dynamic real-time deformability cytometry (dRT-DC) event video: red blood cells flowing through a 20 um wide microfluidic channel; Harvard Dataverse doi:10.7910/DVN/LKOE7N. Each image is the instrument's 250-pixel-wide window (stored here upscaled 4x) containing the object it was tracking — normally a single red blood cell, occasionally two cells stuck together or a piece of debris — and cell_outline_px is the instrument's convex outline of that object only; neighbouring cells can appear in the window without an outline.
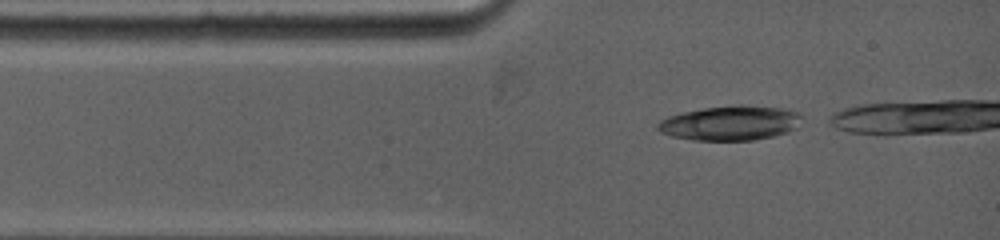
{"species": "common noctule bat (a hibernating species)", "species_latin": "Nyctalus noctula", "temperature_condition": "warm", "stored_images_in_passage": 4, "camera_frame_rate_fps": 5000, "um_per_image_px": 0.085, "animal": {"sex": "female", "body_mass_g": 19.0, "forearm_length_mm": 53.3}, "frame": {"image": 1, "passage_image": 1, "time_ms": 0.0, "image_size_px": [1000, 240], "cell_outline_px": [[800, 116], [796, 128], [788, 132], [772, 136], [752, 140], [692, 140], [672, 136], [660, 132], [656, 128], [656, 124], [660, 120], [668, 116], [684, 112], [704, 108], [740, 104], [780, 108], [800, 112]], "centroid_in_image_um": [62.04, 10.46], "position_along_channel_um": 23.0, "area_um2": 28.96}}